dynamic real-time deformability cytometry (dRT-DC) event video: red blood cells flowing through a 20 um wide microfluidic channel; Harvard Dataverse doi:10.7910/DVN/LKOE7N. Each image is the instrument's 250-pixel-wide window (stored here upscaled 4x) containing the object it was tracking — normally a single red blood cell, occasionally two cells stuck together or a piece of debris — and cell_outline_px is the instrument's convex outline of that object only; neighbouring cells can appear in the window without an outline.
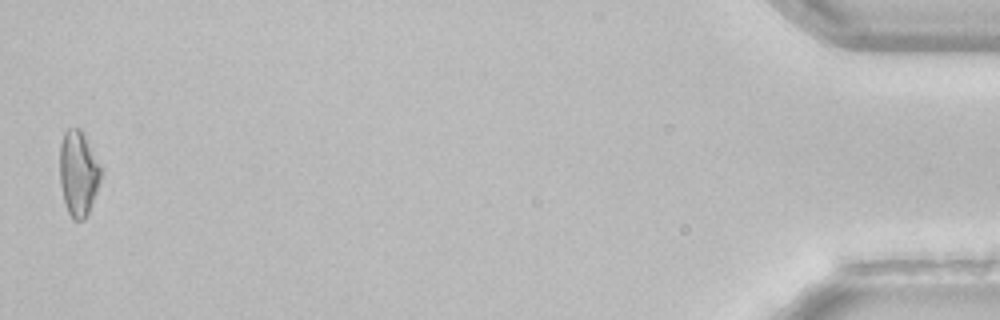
{"species": "common noctule bat (a hibernating species)", "species_latin": "Nyctalus noctula", "temperature_condition": "room temperature", "stored_images_in_passage": 38, "camera_frame_rate_fps": 3000, "um_per_image_px": 0.085, "animal": {"sex": "female", "body_mass_g": 22.7, "forearm_length_mm": 54.2}, "frame": {"image": 1, "passage_image": 38, "time_ms": 12.333, "image_size_px": [1000, 320], "cell_outline_px": [[104, 172], [88, 212], [84, 220], [72, 220], [68, 212], [64, 200], [60, 184], [60, 144], [64, 132], [68, 128], [80, 128], [104, 168]], "centroid_in_image_um": [6.69, 14.71], "position_along_channel_um": 428.5, "area_um2": 20.75}, "authors_computed_cell_mechanics": {"area_um2": 19.5942, "velocity_mm_per_s": 4.005, "shape_relaxation_time_tau1_ms": null, "shape_relaxation_time_tau2_ms": 3.372, "deformation_change_tau1": null, "deformation_change_tau2": 0.0759}}